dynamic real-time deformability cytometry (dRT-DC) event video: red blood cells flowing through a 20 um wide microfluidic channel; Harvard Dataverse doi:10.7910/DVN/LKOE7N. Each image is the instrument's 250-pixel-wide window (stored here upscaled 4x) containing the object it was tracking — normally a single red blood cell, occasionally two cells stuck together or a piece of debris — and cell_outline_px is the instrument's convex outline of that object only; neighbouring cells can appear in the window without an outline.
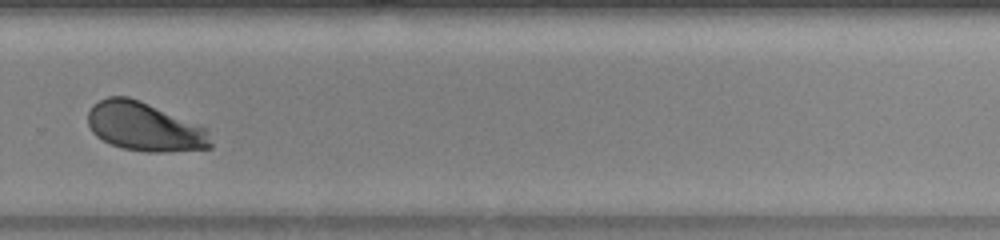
{"species": "human", "species_latin": "Homo sapiens", "temperature_condition": "warm", "stored_images_in_passage": 32, "camera_frame_rate_fps": 3000, "um_per_image_px": 0.085, "donor": {"sex": "female"}, "frame": {"image": 1, "passage_image": 28, "time_ms": 9.0, "image_size_px": [1000, 240], "cell_outline_px": [[212, 148], [168, 152], [148, 152], [120, 148], [96, 136], [92, 132], [88, 124], [88, 112], [92, 104], [108, 96], [128, 96], [140, 100], [208, 128], [212, 144]], "centroid_in_image_um": [12.3, 10.78], "position_along_channel_um": 317.5, "area_um2": 35.2}, "authors_computed_cell_mechanics": {"area_um2": 35.7204, "velocity_mm_per_s": 4.1218, "shape_relaxation_time_tau1_ms": 2.0348, "shape_relaxation_time_tau2_ms": null, "deformation_change_tau1": 0.1482, "deformation_change_tau2": null}}